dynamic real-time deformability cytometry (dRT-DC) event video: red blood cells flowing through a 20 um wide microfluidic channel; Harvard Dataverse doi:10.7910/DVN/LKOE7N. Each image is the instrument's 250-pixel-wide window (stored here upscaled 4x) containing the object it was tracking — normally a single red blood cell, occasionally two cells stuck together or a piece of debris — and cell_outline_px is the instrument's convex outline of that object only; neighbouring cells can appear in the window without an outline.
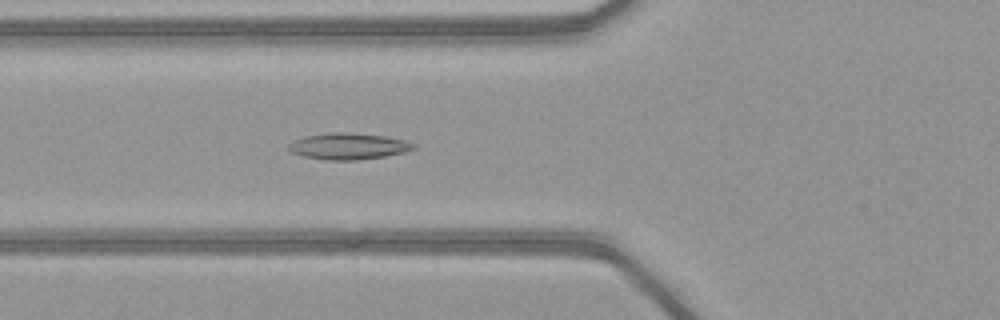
{"species": "common noctule bat (a hibernating species)", "species_latin": "Nyctalus noctula", "temperature_condition": "warm", "stored_images_in_passage": 43, "camera_frame_rate_fps": 3000, "um_per_image_px": 0.085, "animal": {"sex": "female", "body_mass_g": 21.9}, "frame": {"image": 1, "passage_image": 12, "time_ms": 3.667, "image_size_px": [1000, 320], "cell_outline_px": [[416, 148], [404, 152], [384, 156], [356, 160], [324, 160], [304, 156], [292, 152], [288, 148], [288, 144], [292, 140], [304, 136], [328, 132], [344, 132], [384, 136], [404, 140], [416, 144]], "centroid_in_image_um": [29.58, 12.42], "position_along_channel_um": 96.2, "area_um2": 19.19}}
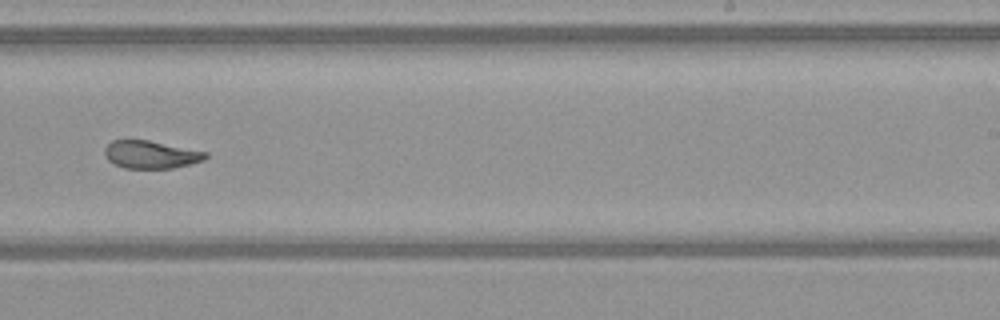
{"frame": {"image": 2, "passage_image": 25, "time_ms": 8.0, "image_size_px": [1000, 320], "cell_outline_px": [[208, 156], [204, 160], [172, 168], [124, 168], [108, 160], [104, 156], [104, 148], [112, 140], [148, 140], [208, 152]], "centroid_in_image_um": [12.81, 13.13], "position_along_channel_um": 276.2, "area_um2": 16.24}}
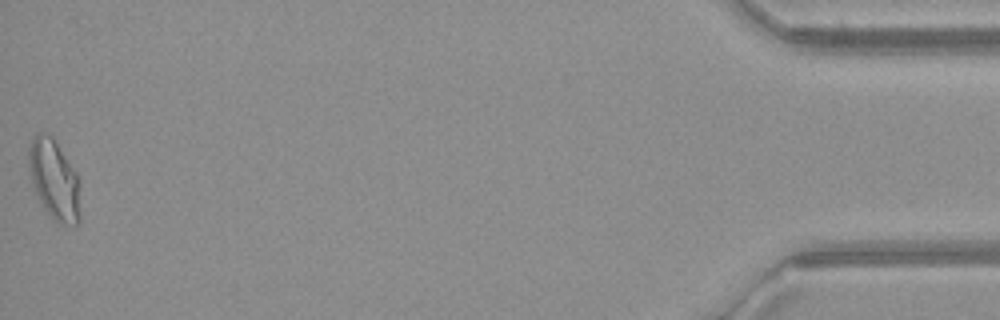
{"frame": {"image": 3, "passage_image": 43, "time_ms": 14.0, "image_size_px": [1000, 320], "cell_outline_px": [[80, 220], [76, 224], [60, 224], [44, 208], [36, 192], [32, 180], [28, 164], [28, 148], [36, 132], [44, 132], [52, 136], [76, 172], [80, 184]], "centroid_in_image_um": [4.63, 15.25], "position_along_channel_um": 430.6, "area_um2": 23.87}, "authors_computed_cell_mechanics": {"area_um2": 18.3804, "velocity_mm_per_s": 4.141, "shape_relaxation_time_tau1_ms": 8.6224, "shape_relaxation_time_tau2_ms": 1.7939, "deformation_change_tau1": 0.2161, "deformation_change_tau2": 0.0817}}